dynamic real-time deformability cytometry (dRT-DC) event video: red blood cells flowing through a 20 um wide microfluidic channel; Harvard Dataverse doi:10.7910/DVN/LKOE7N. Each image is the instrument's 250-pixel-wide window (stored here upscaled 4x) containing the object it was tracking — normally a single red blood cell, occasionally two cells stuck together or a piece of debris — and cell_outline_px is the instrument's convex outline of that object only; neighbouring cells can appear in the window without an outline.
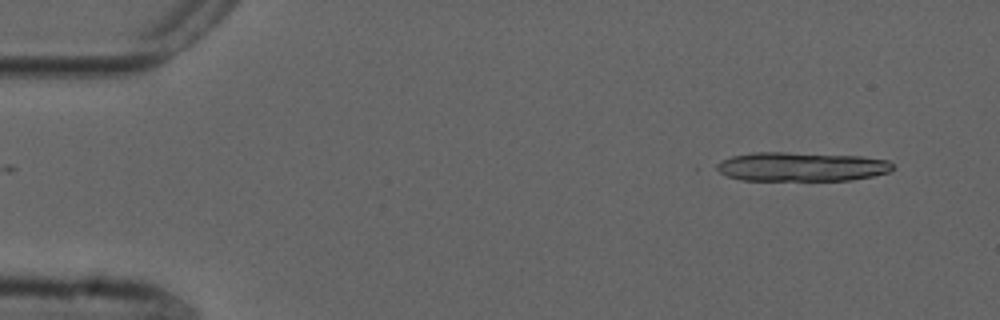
{"species": "common noctule bat (a hibernating species)", "species_latin": "Nyctalus noctula", "temperature_condition": "cold", "stored_images_in_passage": 10, "camera_frame_rate_fps": 3000, "um_per_image_px": 0.085, "animal": {"sex": "male", "forearm_length_mm": 52.5}, "frame": {"image": 1, "passage_image": 1, "time_ms": 0.0, "image_size_px": [1000, 320], "cell_outline_px": [[892, 168], [888, 172], [872, 176], [852, 180], [740, 180], [728, 176], [712, 168], [716, 164], [732, 156], [752, 152], [784, 152], [864, 156], [888, 160], [892, 164]], "centroid_in_image_um": [68.09, 14.16], "position_along_channel_um": 16.9, "area_um2": 29.94}}